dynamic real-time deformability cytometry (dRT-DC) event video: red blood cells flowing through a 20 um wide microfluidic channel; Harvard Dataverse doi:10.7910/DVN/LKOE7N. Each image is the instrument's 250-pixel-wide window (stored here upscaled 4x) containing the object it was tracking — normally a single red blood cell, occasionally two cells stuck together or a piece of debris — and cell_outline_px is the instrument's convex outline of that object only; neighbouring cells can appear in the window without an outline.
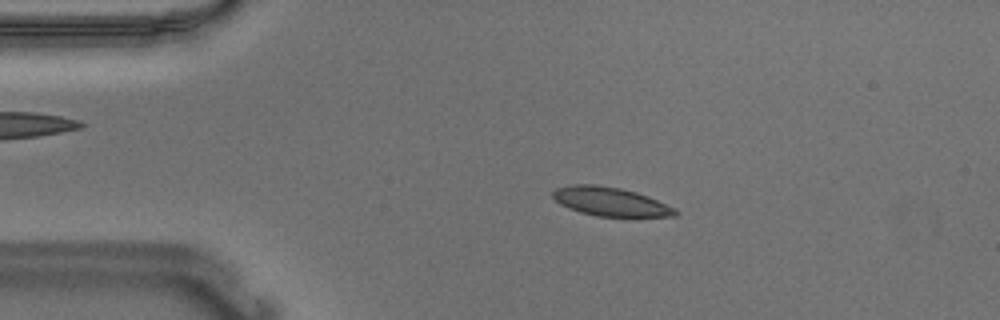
{"species": "Egyptian fruit bat (a non-hibernating species)", "species_latin": "Rousettus aegyptiacus", "temperature_condition": "warm", "stored_images_in_passage": 54, "camera_frame_rate_fps": 3000, "um_per_image_px": 0.085, "animal": {"sex": "male"}, "frame": {"image": 1, "passage_image": 10, "time_ms": 3.0, "image_size_px": [1000, 320], "cell_outline_px": [[680, 212], [676, 216], [596, 216], [580, 212], [568, 208], [560, 204], [552, 196], [552, 192], [556, 188], [572, 184], [596, 184], [620, 188], [636, 192], [648, 196], [676, 208]], "centroid_in_image_um": [51.88, 17.13], "position_along_channel_um": 33.1, "area_um2": 20.58}}
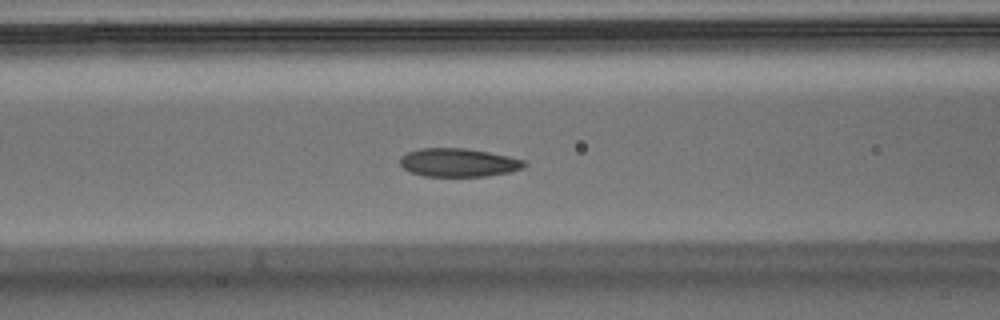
{"frame": {"image": 2, "passage_image": 21, "time_ms": 6.667, "image_size_px": [1000, 320], "cell_outline_px": [[528, 164], [524, 168], [512, 172], [488, 176], [424, 176], [412, 172], [404, 168], [400, 164], [400, 156], [408, 152], [420, 148], [464, 148], [488, 152], [508, 156], [524, 160]], "centroid_in_image_um": [39.0, 13.82], "position_along_channel_um": 127.6, "area_um2": 20.63}}
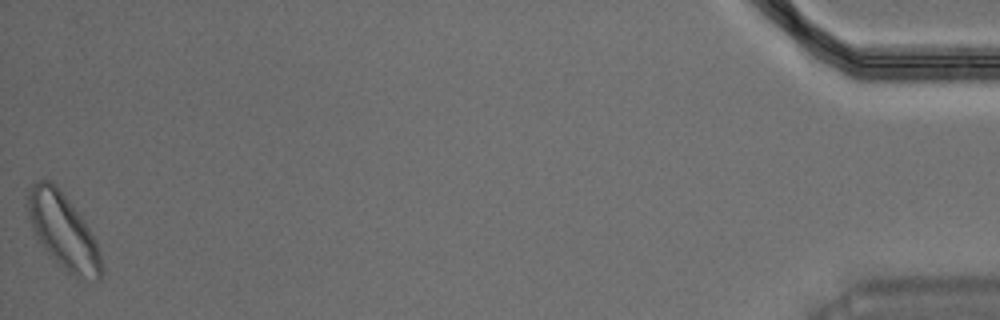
{"frame": {"image": 3, "passage_image": 54, "time_ms": 17.667, "image_size_px": [1000, 320], "cell_outline_px": [[104, 272], [100, 280], [96, 280], [72, 276], [44, 248], [36, 236], [32, 228], [24, 204], [24, 196], [32, 184], [36, 180], [52, 180], [60, 188], [84, 220], [96, 240], [100, 252], [104, 268]], "centroid_in_image_um": [5.35, 19.6], "position_along_channel_um": 429.8, "area_um2": 32.83}, "authors_computed_cell_mechanics": {"area_um2": 20.808, "velocity_mm_per_s": 3.6401, "shape_relaxation_time_tau1_ms": 4.2927, "shape_relaxation_time_tau2_ms": 4.042, "deformation_change_tau1": 0.1096, "deformation_change_tau2": 0.0831}}